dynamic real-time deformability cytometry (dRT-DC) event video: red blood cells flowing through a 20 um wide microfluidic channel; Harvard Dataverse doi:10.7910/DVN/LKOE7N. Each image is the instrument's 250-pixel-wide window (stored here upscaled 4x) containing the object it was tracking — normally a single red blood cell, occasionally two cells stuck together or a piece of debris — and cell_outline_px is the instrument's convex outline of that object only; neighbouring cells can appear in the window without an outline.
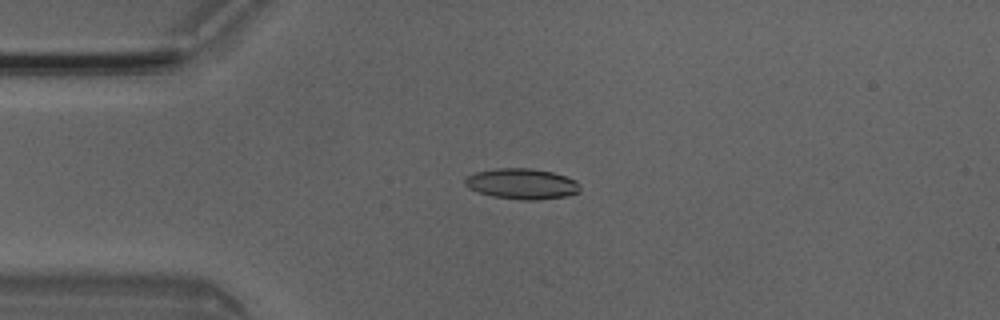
{"species": "Egyptian fruit bat (a non-hibernating species)", "species_latin": "Rousettus aegyptiacus", "temperature_condition": "room temperature", "stored_images_in_passage": 5, "camera_frame_rate_fps": 3000, "um_per_image_px": 0.085, "animal": {"sex": "male"}, "frame": {"image": 1, "passage_image": 4, "time_ms": 1.0, "image_size_px": [1000, 320], "cell_outline_px": [[580, 192], [564, 196], [536, 200], [524, 200], [492, 196], [468, 188], [464, 184], [464, 180], [468, 176], [476, 172], [496, 168], [528, 168], [552, 172], [576, 180], [580, 184]], "centroid_in_image_um": [44.36, 15.62], "position_along_channel_um": 40.6, "area_um2": 20.4}}